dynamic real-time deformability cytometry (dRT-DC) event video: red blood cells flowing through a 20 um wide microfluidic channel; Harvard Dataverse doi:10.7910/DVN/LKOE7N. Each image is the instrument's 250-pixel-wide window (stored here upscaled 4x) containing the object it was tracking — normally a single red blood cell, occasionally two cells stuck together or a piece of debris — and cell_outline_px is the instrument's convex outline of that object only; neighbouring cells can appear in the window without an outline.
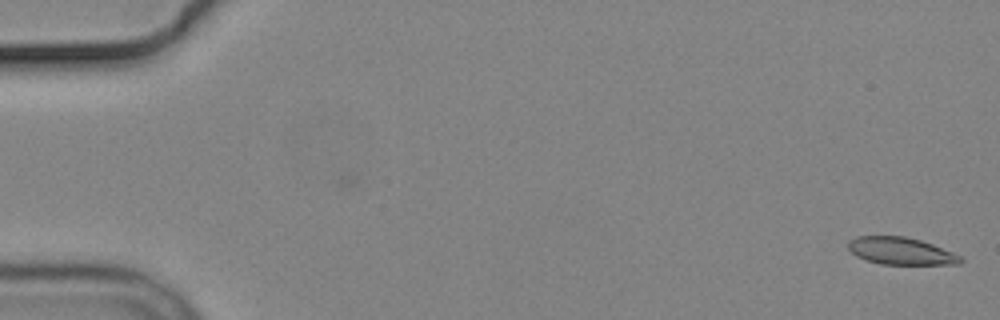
{"species": "common noctule bat (a hibernating species)", "species_latin": "Nyctalus noctula", "temperature_condition": "cold", "stored_images_in_passage": 5, "camera_frame_rate_fps": 3000, "um_per_image_px": 0.085, "animal": {"sex": "male", "body_mass_g": 19.2, "forearm_length_mm": 51.8}, "frame": {"image": 1, "passage_image": 1, "time_ms": 0.0, "image_size_px": [1000, 320], "cell_outline_px": [[964, 260], [960, 264], [880, 264], [856, 256], [848, 248], [848, 240], [856, 236], [904, 236], [920, 240], [932, 244], [952, 252], [960, 256]], "centroid_in_image_um": [76.56, 21.33], "position_along_channel_um": 8.4, "area_um2": 17.74}}
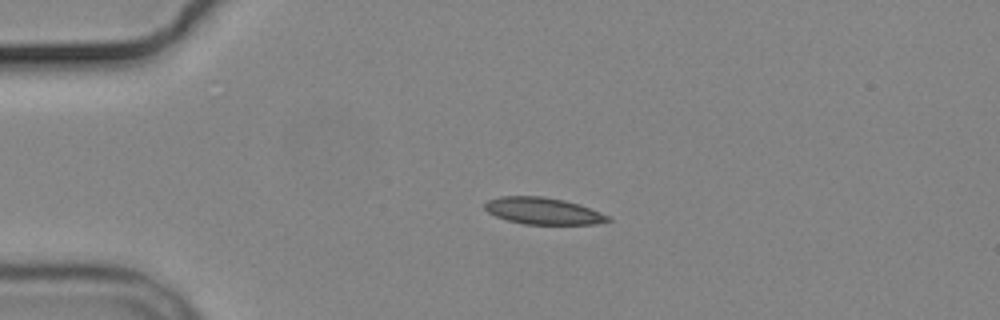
{"frame": {"image": 2, "passage_image": 4, "time_ms": 4.0, "image_size_px": [1000, 320], "cell_outline_px": [[612, 220], [596, 224], [524, 224], [508, 220], [496, 216], [488, 212], [484, 208], [484, 204], [488, 200], [500, 196], [544, 196], [564, 200], [580, 204], [600, 212], [608, 216]], "centroid_in_image_um": [46.16, 17.92], "position_along_channel_um": 38.8, "area_um2": 19.19}}
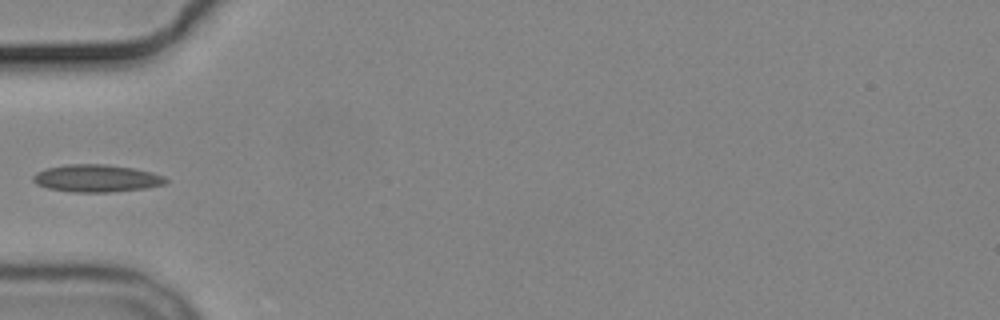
{"frame": {"image": 3, "passage_image": 5, "time_ms": 6.0, "image_size_px": [1000, 320], "cell_outline_px": [[168, 180], [164, 184], [144, 188], [108, 192], [72, 192], [48, 188], [36, 184], [32, 180], [32, 176], [36, 172], [48, 168], [68, 164], [104, 164], [132, 168], [152, 172], [164, 176]], "centroid_in_image_um": [8.18, 15.15], "position_along_channel_um": 76.8, "area_um2": 21.04}}